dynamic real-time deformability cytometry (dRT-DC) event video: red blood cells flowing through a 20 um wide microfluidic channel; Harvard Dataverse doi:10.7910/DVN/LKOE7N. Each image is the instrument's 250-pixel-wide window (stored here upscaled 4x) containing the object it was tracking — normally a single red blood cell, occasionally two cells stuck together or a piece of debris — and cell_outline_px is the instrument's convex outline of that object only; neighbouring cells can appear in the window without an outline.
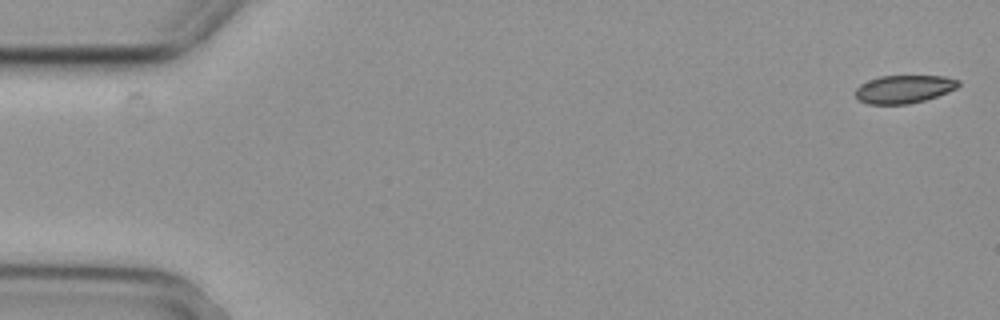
{"species": "common noctule bat (a hibernating species)", "species_latin": "Nyctalus noctula", "temperature_condition": "cold", "stored_images_in_passage": 5, "camera_frame_rate_fps": 3000, "um_per_image_px": 0.085, "animal": {"sex": "female", "body_mass_g": 29.2, "forearm_length_mm": 56.3}, "frame": {"image": 1, "passage_image": 1, "time_ms": 0.0, "image_size_px": [1000, 320], "cell_outline_px": [[960, 84], [956, 88], [948, 92], [924, 100], [908, 104], [868, 104], [856, 100], [856, 88], [860, 84], [868, 80], [880, 76], [944, 76], [960, 80]], "centroid_in_image_um": [76.82, 7.57], "position_along_channel_um": 8.2, "area_um2": 16.88}}
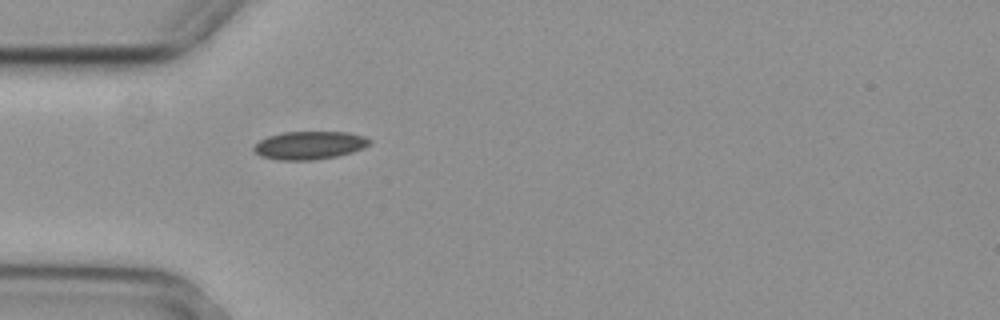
{"frame": {"image": 2, "passage_image": 5, "time_ms": 1.333, "image_size_px": [1000, 320], "cell_outline_px": [[372, 140], [364, 148], [352, 152], [336, 156], [312, 160], [280, 160], [260, 156], [252, 152], [252, 148], [260, 140], [268, 136], [284, 132], [348, 132], [364, 136]], "centroid_in_image_um": [26.28, 12.35], "position_along_channel_um": 58.7, "area_um2": 18.96}}